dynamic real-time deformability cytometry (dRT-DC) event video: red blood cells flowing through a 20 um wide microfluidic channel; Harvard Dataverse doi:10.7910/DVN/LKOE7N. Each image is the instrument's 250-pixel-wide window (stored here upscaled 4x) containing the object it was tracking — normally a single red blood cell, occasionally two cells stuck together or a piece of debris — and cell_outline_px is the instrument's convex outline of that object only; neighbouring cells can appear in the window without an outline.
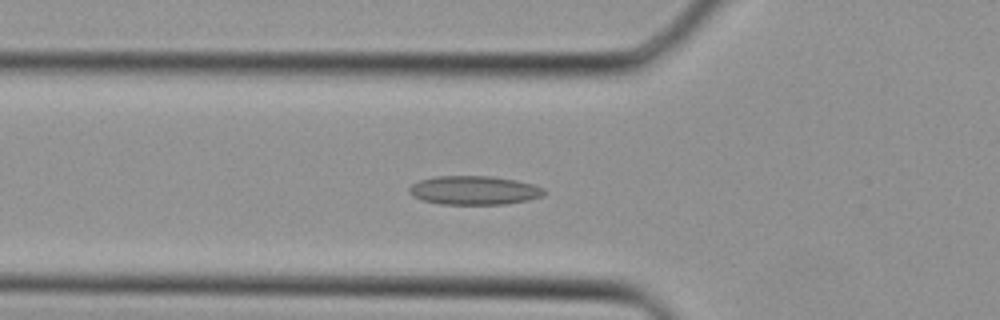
{"species": "Egyptian fruit bat (a non-hibernating species)", "species_latin": "Rousettus aegyptiacus", "temperature_condition": "cold", "stored_images_in_passage": 36, "camera_frame_rate_fps": 3000, "um_per_image_px": 0.085, "animal": {"sex": "female"}, "frame": {"image": 1, "passage_image": 12, "time_ms": 3.667, "image_size_px": [1000, 320], "cell_outline_px": [[544, 196], [528, 200], [504, 204], [440, 204], [420, 200], [412, 196], [408, 192], [408, 188], [412, 184], [420, 180], [436, 176], [488, 176], [516, 180], [532, 184], [544, 188]], "centroid_in_image_um": [40.27, 16.18], "position_along_channel_um": 85.5, "area_um2": 22.72}}
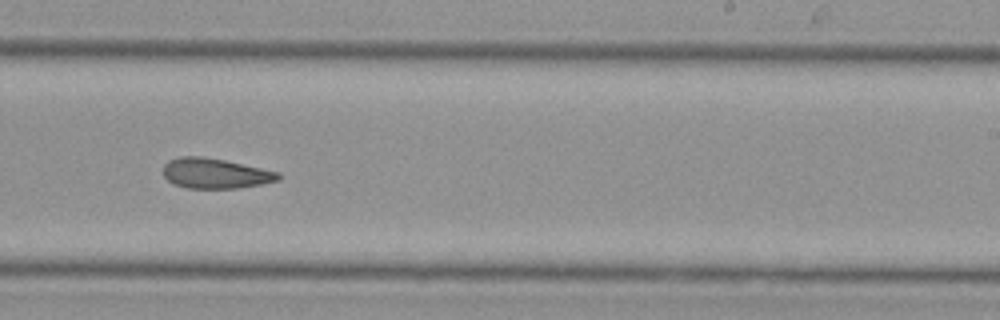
{"frame": {"image": 2, "passage_image": 22, "time_ms": 7.0, "image_size_px": [1000, 320], "cell_outline_px": [[280, 180], [260, 184], [236, 188], [188, 188], [172, 184], [164, 176], [164, 164], [168, 160], [180, 156], [200, 156], [224, 160], [280, 172]], "centroid_in_image_um": [18.28, 14.73], "position_along_channel_um": 270.7, "area_um2": 20.17}}
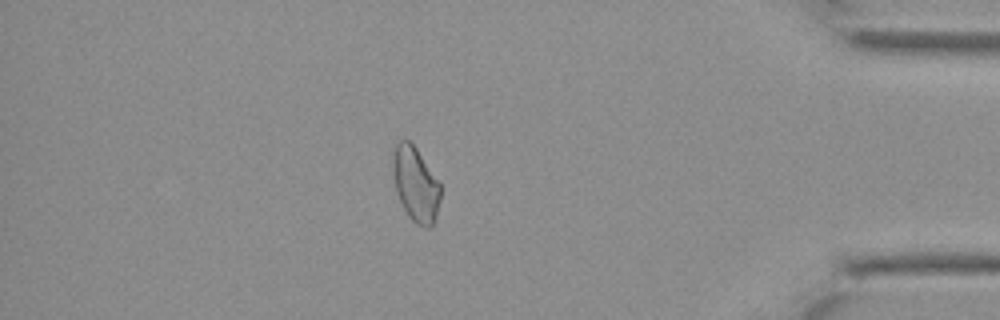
{"frame": {"image": 3, "passage_image": 31, "time_ms": 10.0, "image_size_px": [1000, 320], "cell_outline_px": [[440, 200], [436, 216], [432, 228], [428, 228], [416, 224], [408, 216], [396, 192], [392, 168], [392, 148], [400, 140], [408, 140], [416, 148], [440, 180]], "centroid_in_image_um": [35.33, 15.65], "position_along_channel_um": 399.9, "area_um2": 21.04}}